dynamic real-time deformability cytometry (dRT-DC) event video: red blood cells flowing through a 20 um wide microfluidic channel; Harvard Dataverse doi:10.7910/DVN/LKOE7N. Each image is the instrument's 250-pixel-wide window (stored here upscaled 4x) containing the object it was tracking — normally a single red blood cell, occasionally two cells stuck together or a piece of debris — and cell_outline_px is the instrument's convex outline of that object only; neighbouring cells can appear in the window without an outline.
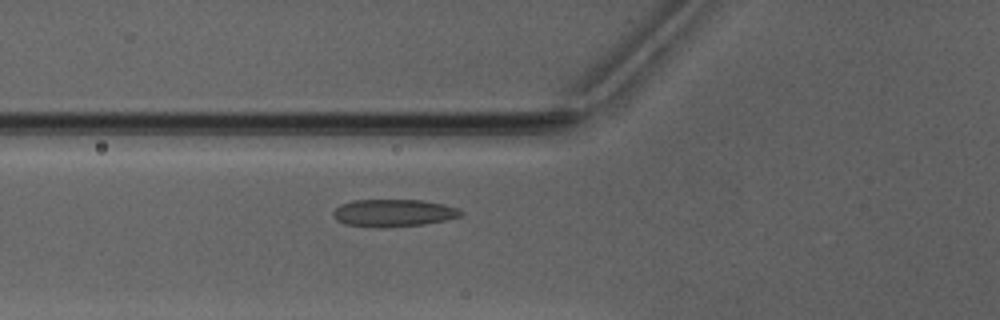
{"species": "Egyptian fruit bat (a non-hibernating species)", "species_latin": "Rousettus aegyptiacus", "temperature_condition": "warm", "stored_images_in_passage": 32, "camera_frame_rate_fps": 3000, "um_per_image_px": 0.085, "animal": {"sex": "male"}, "frame": {"image": 1, "passage_image": 2, "time_ms": 0.333, "image_size_px": [1000, 320], "cell_outline_px": [[464, 212], [460, 216], [448, 220], [424, 224], [388, 228], [376, 228], [344, 224], [336, 220], [332, 216], [332, 212], [340, 204], [352, 200], [424, 200], [444, 204], [460, 208]], "centroid_in_image_um": [33.45, 18.11], "position_along_channel_um": 92.4, "area_um2": 20.87}}
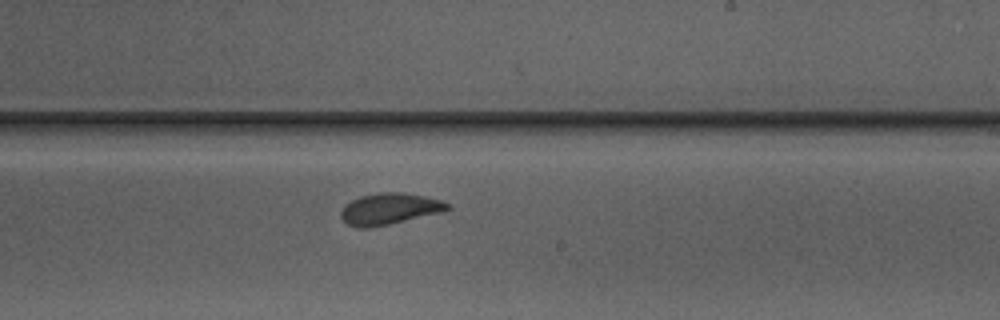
{"frame": {"image": 2, "passage_image": 14, "time_ms": 4.333, "image_size_px": [1000, 320], "cell_outline_px": [[452, 208], [444, 212], [388, 224], [368, 228], [356, 228], [348, 224], [340, 216], [340, 212], [344, 204], [360, 196], [376, 192], [404, 192], [424, 196], [440, 200], [448, 204]], "centroid_in_image_um": [33.09, 17.74], "position_along_channel_um": 255.9, "area_um2": 19.59}}
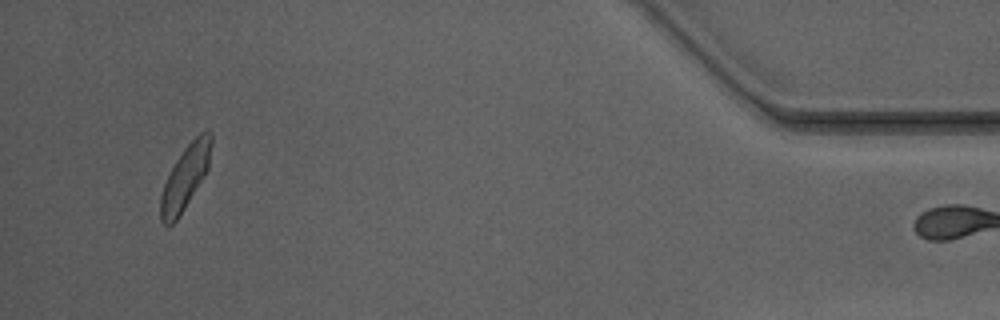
{"frame": {"image": 3, "passage_image": 31, "time_ms": 10.0, "image_size_px": [1000, 320], "cell_outline_px": [[212, 144], [208, 168], [204, 176], [184, 208], [176, 220], [172, 224], [164, 224], [160, 220], [160, 196], [164, 184], [176, 160], [184, 148], [200, 132], [212, 132]], "centroid_in_image_um": [15.74, 15.06], "position_along_channel_um": 419.5, "area_um2": 18.44}}